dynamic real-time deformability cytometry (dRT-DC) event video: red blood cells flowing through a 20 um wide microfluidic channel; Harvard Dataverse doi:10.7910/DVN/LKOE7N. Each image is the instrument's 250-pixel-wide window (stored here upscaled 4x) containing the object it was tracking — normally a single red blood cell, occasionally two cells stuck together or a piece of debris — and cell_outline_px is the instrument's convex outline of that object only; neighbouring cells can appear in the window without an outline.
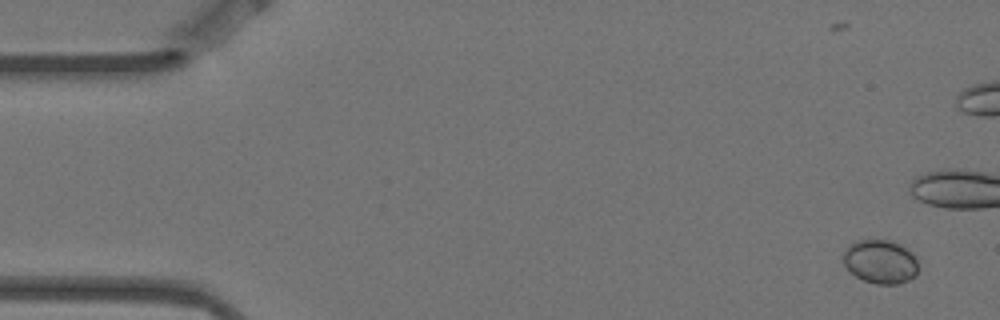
{"species": "Egyptian fruit bat (a non-hibernating species)", "species_latin": "Rousettus aegyptiacus", "temperature_condition": "warm", "stored_images_in_passage": 7, "camera_frame_rate_fps": 3000, "um_per_image_px": 0.085, "animal": {"sex": "female"}, "frame": {"image": 1, "passage_image": 1, "time_ms": 0.0, "image_size_px": [1000, 320], "cell_outline_px": [[916, 276], [900, 284], [876, 284], [864, 280], [856, 276], [844, 264], [844, 252], [852, 244], [860, 240], [888, 240], [900, 244], [912, 252], [916, 256]], "centroid_in_image_um": [74.87, 22.25], "position_along_channel_um": 10.1, "area_um2": 18.84}}